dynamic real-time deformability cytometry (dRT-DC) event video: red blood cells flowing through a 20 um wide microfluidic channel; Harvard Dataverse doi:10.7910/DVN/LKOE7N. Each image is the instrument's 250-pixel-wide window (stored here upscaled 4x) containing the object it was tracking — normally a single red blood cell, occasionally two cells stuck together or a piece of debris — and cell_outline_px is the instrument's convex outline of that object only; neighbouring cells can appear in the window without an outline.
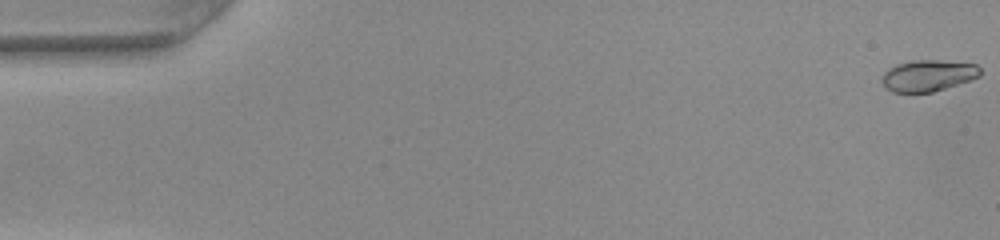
{"species": "common noctule bat (a hibernating species)", "species_latin": "Nyctalus noctula", "temperature_condition": "warm", "stored_images_in_passage": 47, "camera_frame_rate_fps": 3000, "um_per_image_px": 0.085, "animal": {"sex": "female", "body_mass_g": 22.0, "forearm_length_mm": 56.7}, "frame": {"image": 1, "passage_image": 1, "time_ms": 0.0, "image_size_px": [1000, 240], "cell_outline_px": [[980, 76], [932, 92], [892, 92], [880, 80], [880, 76], [888, 68], [896, 64], [912, 60], [936, 60], [976, 64], [980, 68]], "centroid_in_image_um": [78.83, 6.41], "position_along_channel_um": 6.2, "area_um2": 17.8}}
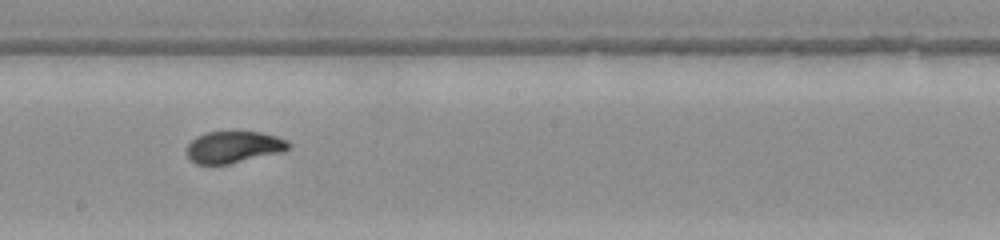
{"frame": {"image": 2, "passage_image": 29, "time_ms": 9.333, "image_size_px": [1000, 240], "cell_outline_px": [[292, 144], [288, 148], [280, 152], [228, 164], [196, 164], [188, 156], [188, 144], [196, 136], [204, 132], [260, 132], [276, 136], [288, 140]], "centroid_in_image_um": [19.86, 12.49], "position_along_channel_um": 228.3, "area_um2": 18.61}}
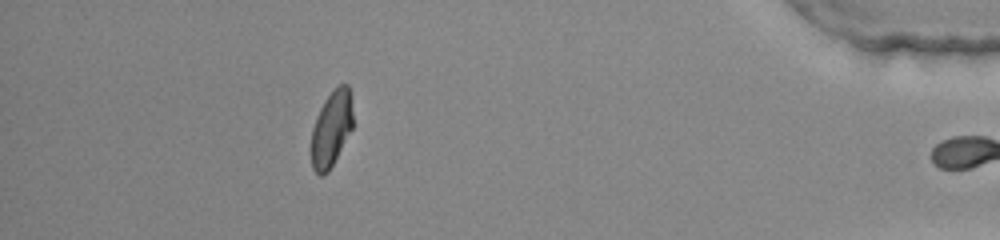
{"frame": {"image": 3, "passage_image": 46, "time_ms": 15.0, "image_size_px": [1000, 240], "cell_outline_px": [[352, 128], [328, 172], [320, 176], [312, 168], [312, 128], [316, 116], [324, 100], [340, 84], [348, 84], [352, 112]], "centroid_in_image_um": [28.15, 10.95], "position_along_channel_um": 407.0, "area_um2": 17.92}, "authors_computed_cell_mechanics": {"area_um2": 18.785, "velocity_mm_per_s": 4.0735, "shape_relaxation_time_tau1_ms": 3.6174, "shape_relaxation_time_tau2_ms": null, "deformation_change_tau1": 0.1577, "deformation_change_tau2": null}}